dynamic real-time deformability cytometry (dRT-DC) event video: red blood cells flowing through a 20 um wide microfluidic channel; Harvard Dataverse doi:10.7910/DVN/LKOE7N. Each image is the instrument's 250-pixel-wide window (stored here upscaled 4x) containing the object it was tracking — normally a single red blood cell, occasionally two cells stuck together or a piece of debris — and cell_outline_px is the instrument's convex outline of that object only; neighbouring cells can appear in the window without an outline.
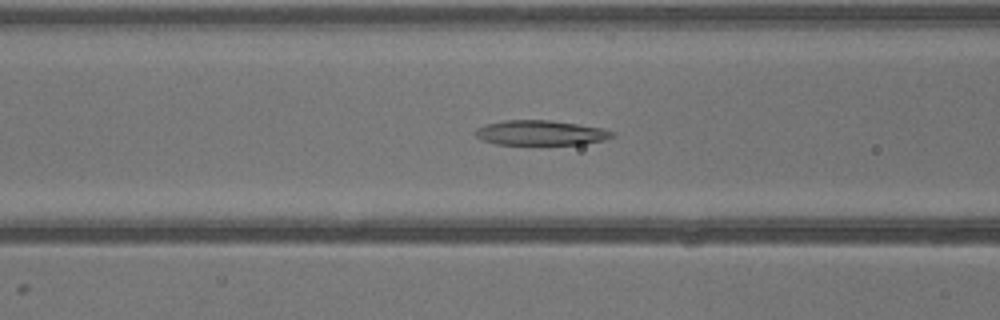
{"species": "common noctule bat (a hibernating species)", "species_latin": "Nyctalus noctula", "temperature_condition": "warm", "stored_images_in_passage": 41, "camera_frame_rate_fps": 3000, "um_per_image_px": 0.085, "animal": {"sex": "male", "body_mass_g": 13.3}, "frame": {"image": 1, "passage_image": 16, "time_ms": 5.0, "image_size_px": [1000, 320], "cell_outline_px": [[616, 136], [604, 140], [584, 144], [496, 144], [484, 140], [476, 136], [476, 128], [488, 124], [504, 120], [548, 120], [576, 124], [600, 128], [616, 132]], "centroid_in_image_um": [46.0, 11.29], "position_along_channel_um": 120.6, "area_um2": 19.59}}
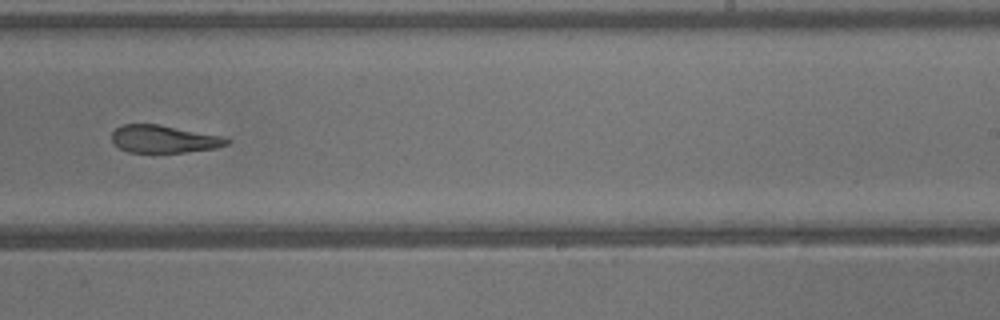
{"frame": {"image": 2, "passage_image": 25, "time_ms": 8.0, "image_size_px": [1000, 320], "cell_outline_px": [[232, 140], [228, 144], [216, 148], [184, 152], [128, 152], [120, 148], [112, 140], [112, 132], [116, 128], [124, 124], [156, 124], [220, 136]], "centroid_in_image_um": [13.92, 11.82], "position_along_channel_um": 275.1, "area_um2": 18.15}}
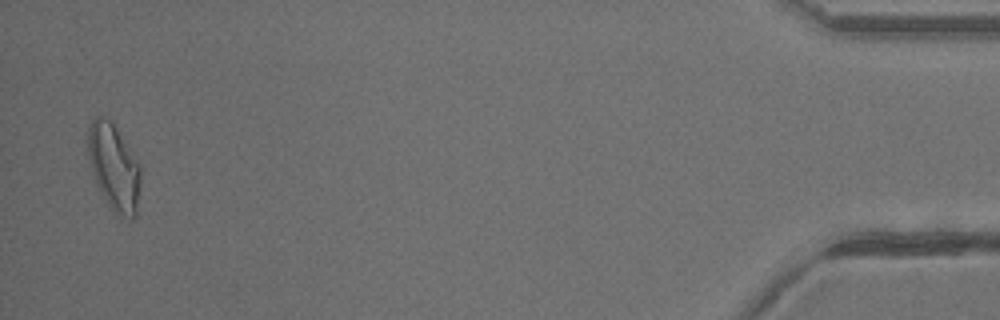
{"frame": {"image": 3, "passage_image": 39, "time_ms": 12.667, "image_size_px": [1000, 320], "cell_outline_px": [[140, 184], [136, 216], [128, 220], [120, 220], [116, 216], [104, 196], [96, 180], [88, 160], [88, 128], [92, 120], [96, 116], [100, 116], [108, 120], [116, 128], [140, 164]], "centroid_in_image_um": [9.7, 14.27], "position_along_channel_um": 425.5, "area_um2": 26.3}}